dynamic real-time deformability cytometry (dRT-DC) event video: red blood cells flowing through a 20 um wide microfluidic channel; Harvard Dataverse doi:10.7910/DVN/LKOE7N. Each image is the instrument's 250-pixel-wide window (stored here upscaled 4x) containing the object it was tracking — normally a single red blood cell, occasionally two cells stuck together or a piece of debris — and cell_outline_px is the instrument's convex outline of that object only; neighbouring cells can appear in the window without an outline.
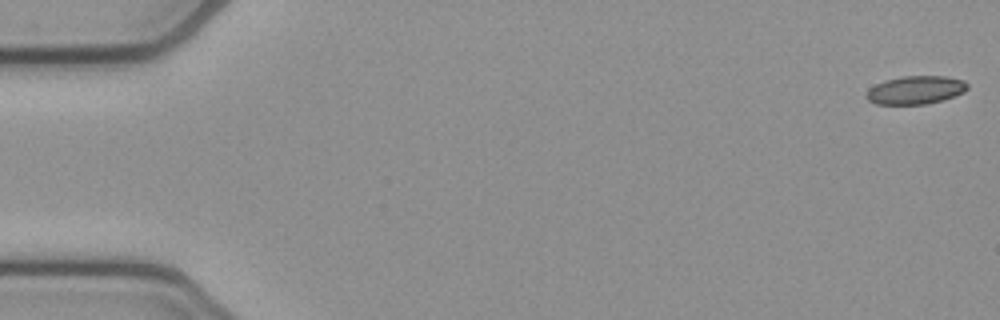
{"species": "common noctule bat (a hibernating species)", "species_latin": "Nyctalus noctula", "temperature_condition": "cold", "stored_images_in_passage": 16, "camera_frame_rate_fps": 3000, "um_per_image_px": 0.085, "animal": {"sex": "female", "body_mass_g": 21.9}, "frame": {"image": 1, "passage_image": 1, "time_ms": 0.0, "image_size_px": [1000, 320], "cell_outline_px": [[968, 88], [964, 92], [956, 96], [924, 104], [876, 104], [868, 100], [864, 96], [868, 88], [884, 80], [904, 76], [944, 76], [964, 80], [968, 84]], "centroid_in_image_um": [77.8, 7.65], "position_along_channel_um": 7.2, "area_um2": 16.7}}
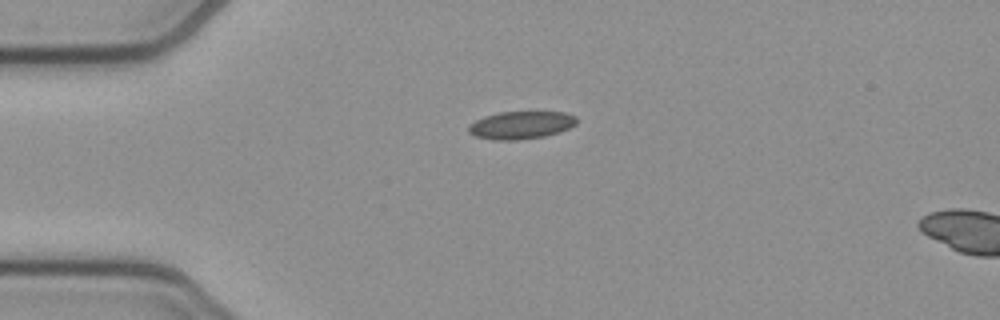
{"frame": {"image": 2, "passage_image": 13, "time_ms": 4.0, "image_size_px": [1000, 320], "cell_outline_px": [[576, 124], [560, 132], [544, 136], [516, 140], [496, 140], [472, 136], [468, 132], [468, 124], [484, 116], [500, 112], [564, 112], [576, 116]], "centroid_in_image_um": [44.25, 10.63], "position_along_channel_um": 40.8, "area_um2": 17.51}}